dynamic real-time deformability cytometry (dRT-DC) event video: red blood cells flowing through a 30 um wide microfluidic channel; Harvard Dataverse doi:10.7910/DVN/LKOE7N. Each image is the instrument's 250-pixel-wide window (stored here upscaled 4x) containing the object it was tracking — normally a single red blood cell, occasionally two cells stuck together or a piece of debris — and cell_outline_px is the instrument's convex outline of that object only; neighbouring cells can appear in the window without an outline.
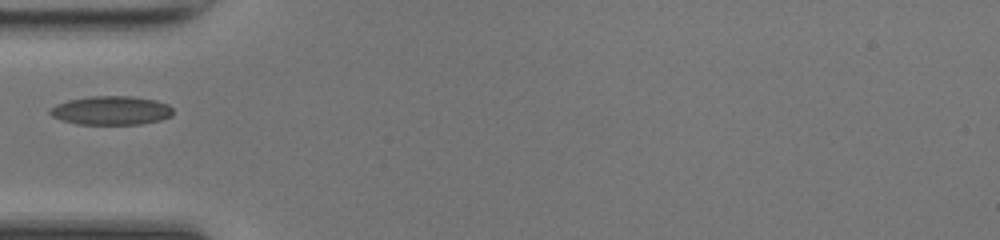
{"species": "common noctule bat (a hibernating species)", "species_latin": "Nyctalus noctula", "temperature_condition": "room temperature", "stored_images_in_passage": 33, "camera_frame_rate_fps": 3000, "um_per_image_px": 0.085, "animal": {"sex": "female", "body_mass_g": 17.0, "forearm_length_mm": 48.0}, "frame": {"image": 1, "passage_image": 1, "time_ms": 0.0, "image_size_px": [1000, 240], "cell_outline_px": [[172, 116], [160, 120], [140, 124], [76, 124], [60, 120], [52, 116], [48, 112], [48, 108], [56, 104], [68, 100], [88, 96], [132, 96], [156, 100], [168, 104], [172, 108]], "centroid_in_image_um": [9.41, 9.38], "position_along_channel_um": 75.6, "area_um2": 20.87}}
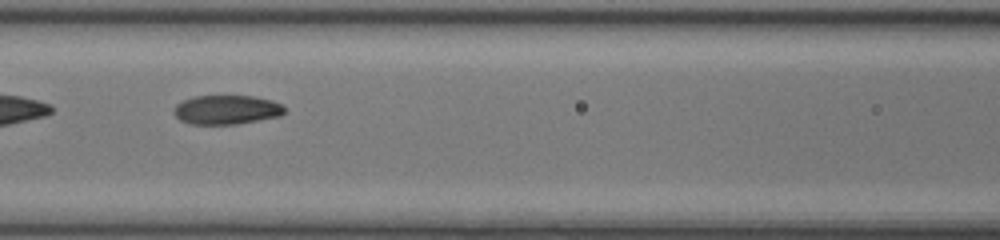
{"frame": {"image": 2, "passage_image": 6, "time_ms": 1.667, "image_size_px": [1000, 240], "cell_outline_px": [[284, 112], [280, 116], [236, 124], [188, 124], [180, 120], [172, 112], [176, 104], [184, 100], [196, 96], [252, 96], [272, 100], [280, 104], [284, 108]], "centroid_in_image_um": [19.22, 9.33], "position_along_channel_um": 147.4, "area_um2": 18.73}}
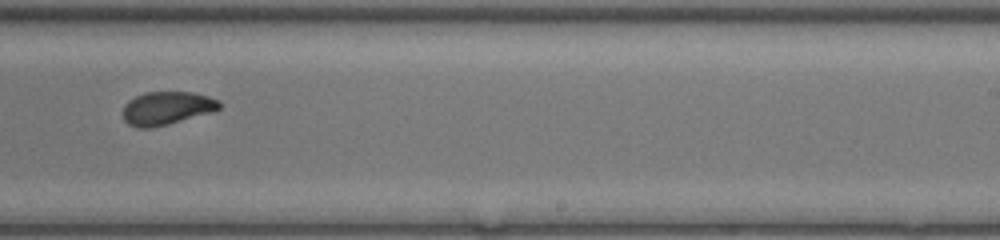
{"frame": {"image": 3, "passage_image": 15, "time_ms": 4.667, "image_size_px": [1000, 240], "cell_outline_px": [[220, 108], [212, 112], [168, 124], [152, 128], [136, 128], [128, 124], [124, 120], [124, 104], [128, 100], [144, 92], [192, 92], [208, 96], [220, 100]], "centroid_in_image_um": [14.16, 9.19], "position_along_channel_um": 274.8, "area_um2": 18.73}}